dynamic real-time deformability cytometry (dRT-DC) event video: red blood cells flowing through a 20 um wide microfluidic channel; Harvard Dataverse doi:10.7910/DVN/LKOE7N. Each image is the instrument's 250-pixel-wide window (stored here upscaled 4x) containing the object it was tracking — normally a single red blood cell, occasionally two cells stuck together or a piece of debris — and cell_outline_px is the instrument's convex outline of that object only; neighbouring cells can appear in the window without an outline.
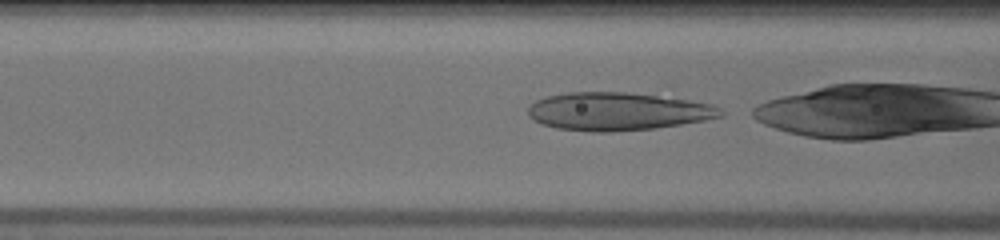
{"species": "human", "species_latin": "Homo sapiens", "temperature_condition": "warm", "stored_images_in_passage": 37, "camera_frame_rate_fps": 3000, "um_per_image_px": 0.085, "donor": {"sex": "male"}, "frame": {"image": 1, "passage_image": 17, "time_ms": 5.333, "image_size_px": [1000, 240], "cell_outline_px": [[724, 116], [704, 120], [656, 128], [612, 132], [592, 132], [556, 128], [532, 120], [528, 116], [528, 108], [536, 100], [548, 96], [568, 92], [624, 92], [688, 100], [712, 104], [720, 108], [724, 112]], "centroid_in_image_um": [52.49, 9.48], "position_along_channel_um": 114.1, "area_um2": 42.48}}